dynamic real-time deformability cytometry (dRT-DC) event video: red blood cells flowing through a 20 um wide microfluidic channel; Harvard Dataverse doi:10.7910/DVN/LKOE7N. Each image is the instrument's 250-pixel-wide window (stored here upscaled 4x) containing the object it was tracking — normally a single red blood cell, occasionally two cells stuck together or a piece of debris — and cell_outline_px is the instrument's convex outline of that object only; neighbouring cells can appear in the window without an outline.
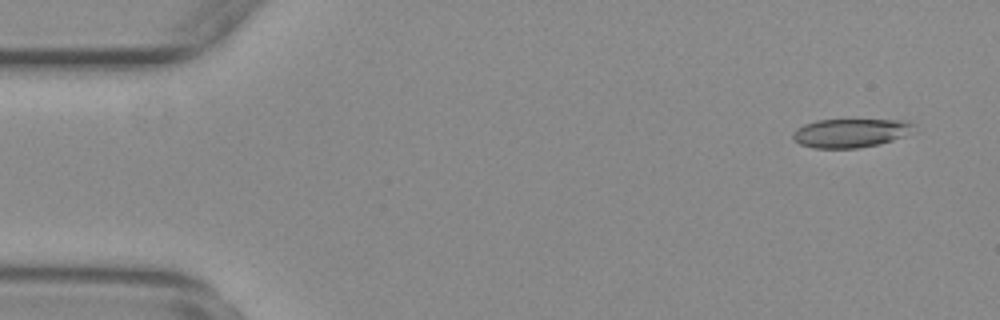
{"species": "common noctule bat (a hibernating species)", "species_latin": "Nyctalus noctula", "temperature_condition": "warm", "stored_images_in_passage": 8, "camera_frame_rate_fps": 3000, "um_per_image_px": 0.085, "animal": {"sex": "female", "body_mass_g": 29.2, "forearm_length_mm": 56.3}, "frame": {"image": 1, "passage_image": 3, "time_ms": 0.667, "image_size_px": [1000, 320], "cell_outline_px": [[916, 132], [880, 144], [856, 148], [816, 148], [800, 144], [792, 136], [792, 132], [796, 128], [804, 124], [816, 120], [904, 120], [916, 124]], "centroid_in_image_um": [72.35, 11.29], "position_along_channel_um": 12.6, "area_um2": 20.46}}